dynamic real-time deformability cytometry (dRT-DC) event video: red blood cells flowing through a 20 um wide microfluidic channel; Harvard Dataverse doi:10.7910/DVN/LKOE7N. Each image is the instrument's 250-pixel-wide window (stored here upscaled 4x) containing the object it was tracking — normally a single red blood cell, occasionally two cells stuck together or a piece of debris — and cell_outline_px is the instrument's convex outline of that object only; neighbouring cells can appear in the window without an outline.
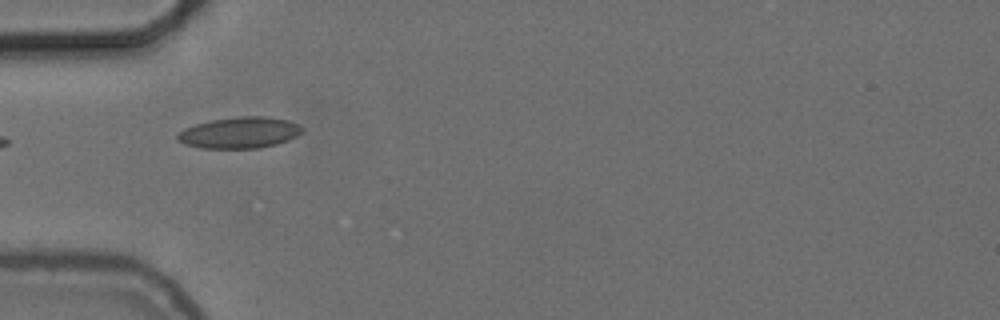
{"species": "common noctule bat (a hibernating species)", "species_latin": "Nyctalus noctula", "temperature_condition": "cold", "stored_images_in_passage": 23, "camera_frame_rate_fps": 3000, "um_per_image_px": 0.085, "animal": {"sex": "female", "body_mass_g": 24.6, "forearm_length_mm": 56.2}, "frame": {"image": 1, "passage_image": 1, "time_ms": 0.0, "image_size_px": [1000, 320], "cell_outline_px": [[304, 132], [288, 140], [276, 144], [260, 148], [200, 148], [184, 144], [176, 140], [176, 136], [184, 128], [196, 124], [212, 120], [240, 116], [268, 116], [288, 120], [304, 128]], "centroid_in_image_um": [20.37, 11.28], "position_along_channel_um": 64.6, "area_um2": 22.77}}